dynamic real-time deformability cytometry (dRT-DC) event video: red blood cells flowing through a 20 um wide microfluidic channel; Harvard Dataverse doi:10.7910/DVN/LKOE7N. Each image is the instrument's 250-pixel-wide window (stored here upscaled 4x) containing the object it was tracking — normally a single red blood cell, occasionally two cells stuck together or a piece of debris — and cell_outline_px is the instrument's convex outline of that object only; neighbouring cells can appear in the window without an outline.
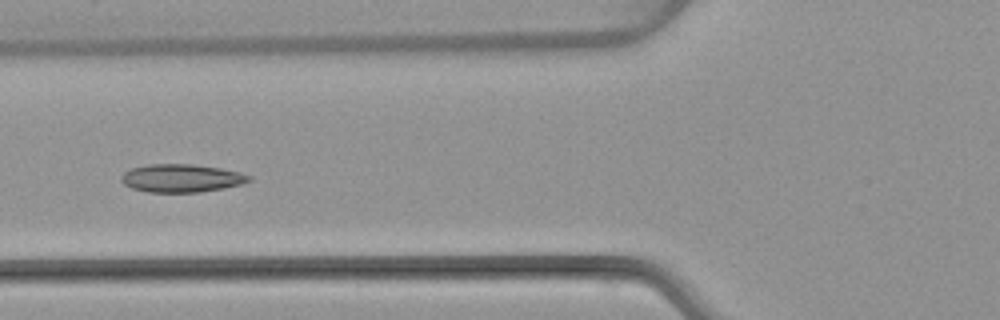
{"species": "common noctule bat (a hibernating species)", "species_latin": "Nyctalus noctula", "temperature_condition": "warm", "stored_images_in_passage": 5, "camera_frame_rate_fps": 3000, "um_per_image_px": 0.085, "animal": {"sex": "female", "body_mass_g": 22.7, "forearm_length_mm": 54.2}, "frame": {"image": 1, "passage_image": 5, "time_ms": 5.0, "image_size_px": [1000, 320], "cell_outline_px": [[252, 180], [244, 184], [224, 188], [200, 192], [148, 192], [132, 188], [124, 184], [120, 180], [120, 176], [124, 172], [132, 168], [148, 164], [192, 164], [220, 168], [240, 172], [252, 176]], "centroid_in_image_um": [15.45, 15.14], "position_along_channel_um": 110.4, "area_um2": 21.04}}